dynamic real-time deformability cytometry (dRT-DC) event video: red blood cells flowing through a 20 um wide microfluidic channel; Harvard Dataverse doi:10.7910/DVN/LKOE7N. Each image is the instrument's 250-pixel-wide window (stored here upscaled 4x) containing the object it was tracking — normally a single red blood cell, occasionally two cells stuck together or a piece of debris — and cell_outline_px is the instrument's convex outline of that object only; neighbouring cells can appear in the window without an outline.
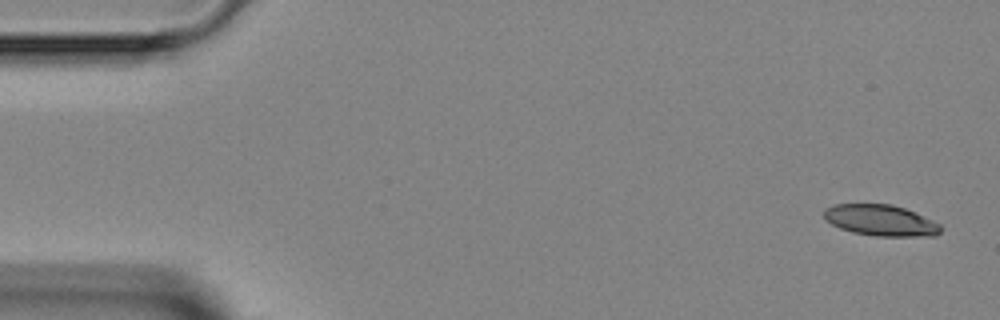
{"species": "Egyptian fruit bat (a non-hibernating species)", "species_latin": "Rousettus aegyptiacus", "temperature_condition": "room temperature", "stored_images_in_passage": 4, "camera_frame_rate_fps": 3000, "um_per_image_px": 0.085, "animal": {"sex": "female"}, "frame": {"image": 1, "passage_image": 1, "time_ms": 0.0, "image_size_px": [1000, 320], "cell_outline_px": [[940, 232], [936, 236], [876, 236], [852, 232], [840, 228], [832, 224], [824, 216], [824, 208], [832, 204], [892, 204], [904, 208], [932, 220], [940, 224]], "centroid_in_image_um": [74.84, 18.73], "position_along_channel_um": 10.2, "area_um2": 21.04}}
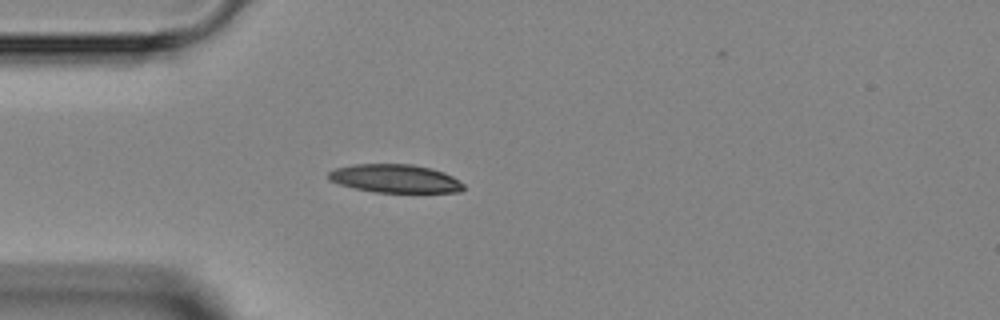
{"frame": {"image": 2, "passage_image": 4, "time_ms": 3.667, "image_size_px": [1000, 320], "cell_outline_px": [[464, 188], [460, 192], [376, 192], [356, 188], [340, 184], [328, 180], [328, 172], [336, 168], [352, 164], [412, 164], [432, 168], [444, 172], [452, 176], [464, 184]], "centroid_in_image_um": [33.59, 15.17], "position_along_channel_um": 51.4, "area_um2": 22.25}}